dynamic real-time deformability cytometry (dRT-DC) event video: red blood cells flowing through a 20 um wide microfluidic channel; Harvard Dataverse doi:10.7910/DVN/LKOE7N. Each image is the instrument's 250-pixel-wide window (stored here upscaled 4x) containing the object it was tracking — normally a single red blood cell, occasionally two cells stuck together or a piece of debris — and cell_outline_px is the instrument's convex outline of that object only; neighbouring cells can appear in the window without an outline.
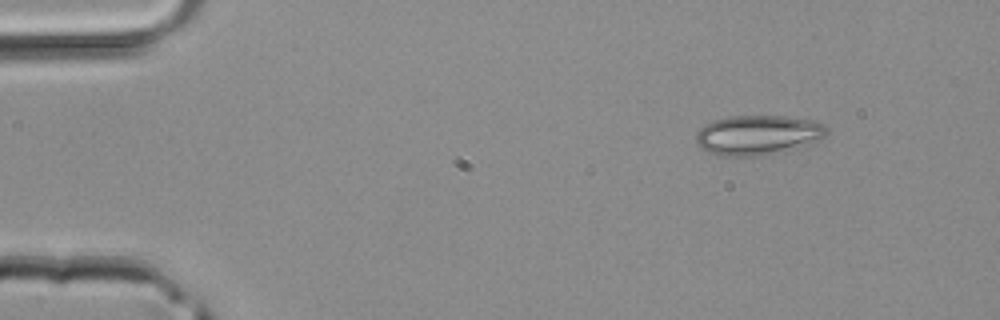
{"species": "common noctule bat (a hibernating species)", "species_latin": "Nyctalus noctula", "temperature_condition": "room temperature", "stored_images_in_passage": 38, "camera_frame_rate_fps": 3000, "um_per_image_px": 0.085, "animal": {"sex": "male", "body_mass_g": 20.4}, "frame": {"image": 1, "passage_image": 1, "time_ms": 0.0, "image_size_px": [1000, 320], "cell_outline_px": [[828, 132], [820, 140], [812, 144], [764, 156], [720, 156], [708, 152], [700, 148], [696, 140], [696, 132], [704, 124], [712, 120], [728, 116], [784, 116], [812, 120], [824, 124], [828, 128]], "centroid_in_image_um": [64.42, 11.48], "position_along_channel_um": 20.6, "area_um2": 30.75}}
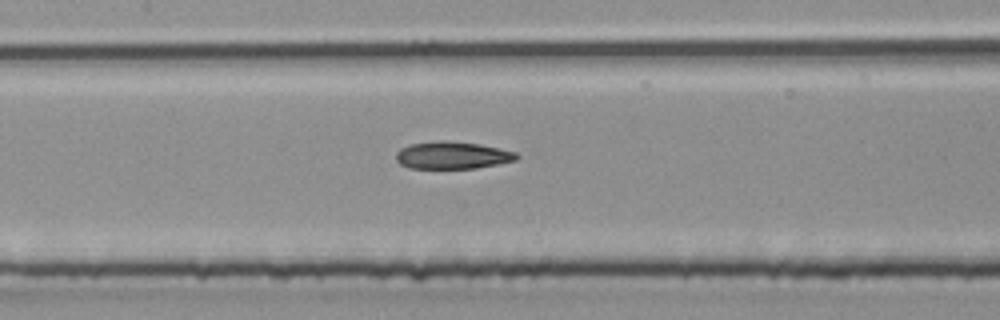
{"frame": {"image": 2, "passage_image": 16, "time_ms": 5.0, "image_size_px": [1000, 320], "cell_outline_px": [[520, 156], [516, 160], [476, 168], [408, 168], [400, 164], [396, 160], [396, 152], [400, 148], [408, 144], [440, 140], [444, 140], [480, 144], [516, 152]], "centroid_in_image_um": [38.41, 13.19], "position_along_channel_um": 169.0, "area_um2": 19.25}}
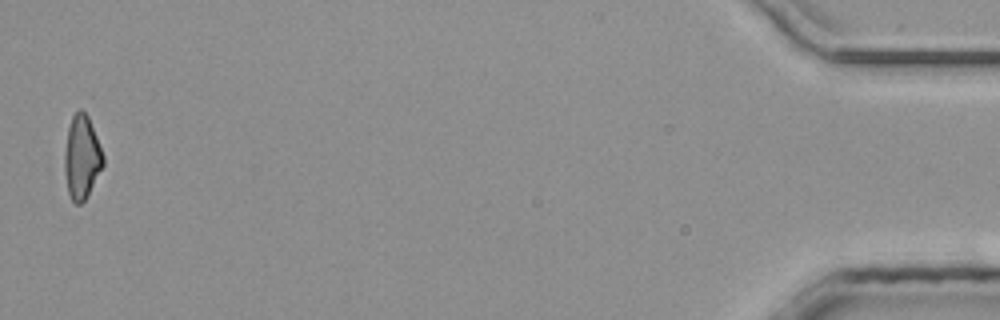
{"frame": {"image": 3, "passage_image": 38, "time_ms": 12.333, "image_size_px": [1000, 320], "cell_outline_px": [[104, 164], [84, 200], [80, 204], [76, 204], [72, 200], [68, 192], [64, 172], [64, 152], [68, 128], [72, 116], [80, 108], [88, 116], [104, 156]], "centroid_in_image_um": [6.93, 13.35], "position_along_channel_um": 428.3, "area_um2": 18.55}}